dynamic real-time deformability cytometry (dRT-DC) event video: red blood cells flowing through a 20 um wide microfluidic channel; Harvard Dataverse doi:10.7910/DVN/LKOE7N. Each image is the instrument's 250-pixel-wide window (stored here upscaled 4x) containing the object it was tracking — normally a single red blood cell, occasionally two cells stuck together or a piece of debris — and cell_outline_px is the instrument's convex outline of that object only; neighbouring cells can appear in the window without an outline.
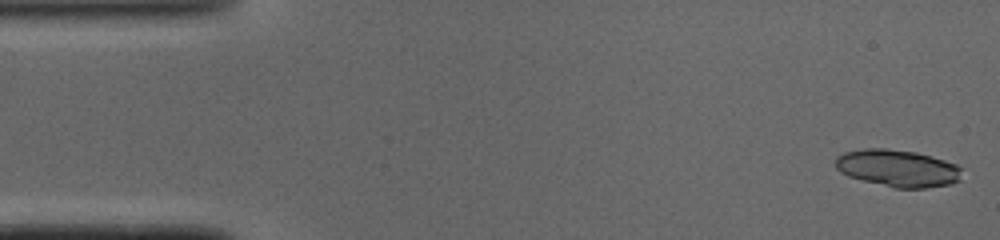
{"species": "common noctule bat (a hibernating species)", "species_latin": "Nyctalus noctula", "temperature_condition": "cold", "stored_images_in_passage": 48, "camera_frame_rate_fps": 3000, "um_per_image_px": 0.085, "animal": {"sex": "male", "body_mass_g": 19.0, "forearm_length_mm": 50.8}, "frame": {"image": 1, "passage_image": 1, "time_ms": 0.0, "image_size_px": [1000, 240], "cell_outline_px": [[960, 180], [952, 184], [924, 188], [896, 188], [848, 176], [840, 172], [836, 168], [836, 156], [844, 152], [864, 148], [884, 148], [916, 152], [932, 156], [956, 164], [960, 168]], "centroid_in_image_um": [76.3, 14.29], "position_along_channel_um": 8.7, "area_um2": 27.28}}
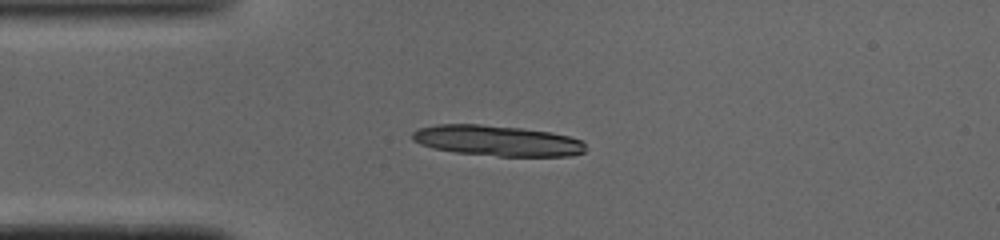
{"frame": {"image": 2, "passage_image": 11, "time_ms": 3.333, "image_size_px": [1000, 240], "cell_outline_px": [[584, 152], [572, 156], [496, 156], [456, 152], [432, 148], [420, 144], [412, 140], [412, 132], [420, 128], [436, 124], [480, 124], [520, 128], [552, 132], [568, 136], [580, 140], [584, 144]], "centroid_in_image_um": [42.24, 11.96], "position_along_channel_um": 42.8, "area_um2": 30.87}}